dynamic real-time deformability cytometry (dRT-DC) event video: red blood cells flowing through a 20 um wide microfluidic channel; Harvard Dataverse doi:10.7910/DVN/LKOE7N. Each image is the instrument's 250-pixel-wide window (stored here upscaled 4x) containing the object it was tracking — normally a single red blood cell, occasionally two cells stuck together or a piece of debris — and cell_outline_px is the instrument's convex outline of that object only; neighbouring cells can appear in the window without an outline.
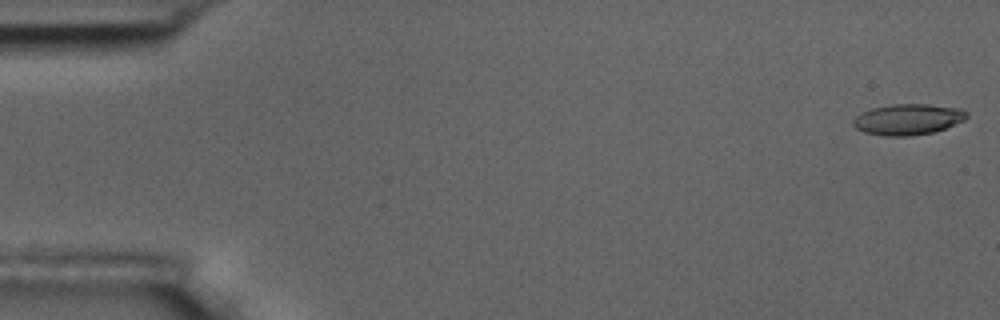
{"species": "common noctule bat (a hibernating species)", "species_latin": "Nyctalus noctula", "temperature_condition": "room temperature", "stored_images_in_passage": 5, "camera_frame_rate_fps": 3000, "um_per_image_px": 0.085, "animal": {"sex": "male", "body_mass_g": 17.5, "forearm_length_mm": 52.3}, "frame": {"image": 1, "passage_image": 1, "time_ms": 0.0, "image_size_px": [1000, 320], "cell_outline_px": [[968, 116], [964, 120], [944, 128], [932, 132], [908, 136], [884, 136], [864, 132], [856, 128], [852, 124], [852, 120], [860, 112], [872, 108], [892, 104], [928, 104], [960, 108], [968, 112]], "centroid_in_image_um": [77.15, 10.14], "position_along_channel_um": 7.9, "area_um2": 20.46}}
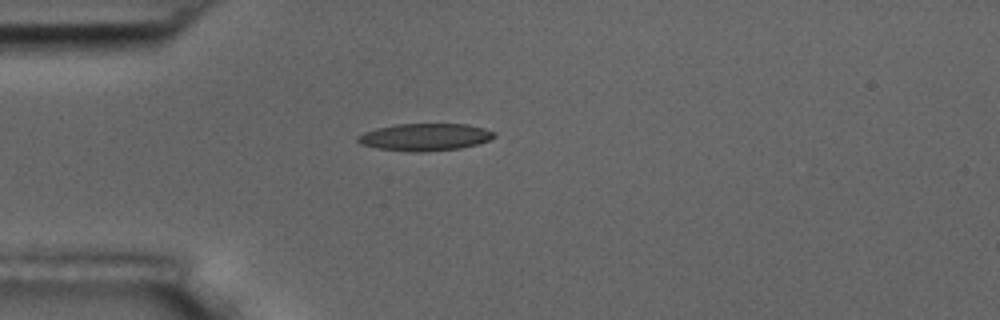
{"frame": {"image": 2, "passage_image": 5, "time_ms": 4.667, "image_size_px": [1000, 320], "cell_outline_px": [[496, 136], [488, 140], [476, 144], [460, 148], [420, 152], [408, 152], [376, 148], [360, 144], [356, 140], [356, 136], [364, 132], [376, 128], [396, 124], [468, 124], [484, 128], [496, 132]], "centroid_in_image_um": [36.09, 11.65], "position_along_channel_um": 48.9, "area_um2": 21.79}}